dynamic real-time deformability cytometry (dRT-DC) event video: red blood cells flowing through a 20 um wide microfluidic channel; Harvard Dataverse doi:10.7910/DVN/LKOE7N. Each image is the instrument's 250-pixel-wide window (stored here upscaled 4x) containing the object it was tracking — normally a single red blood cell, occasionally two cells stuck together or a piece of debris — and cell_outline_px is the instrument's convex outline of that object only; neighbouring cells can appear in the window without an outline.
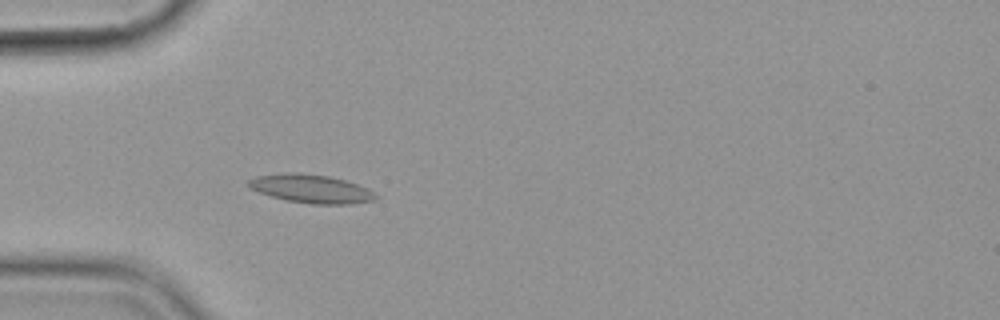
{"species": "common noctule bat (a hibernating species)", "species_latin": "Nyctalus noctula", "temperature_condition": "cold", "stored_images_in_passage": 5, "camera_frame_rate_fps": 3000, "um_per_image_px": 0.085, "animal": {"sex": "female", "body_mass_g": 19.9}, "frame": {"image": 1, "passage_image": 5, "time_ms": 4.667, "image_size_px": [1000, 320], "cell_outline_px": [[376, 200], [352, 204], [312, 204], [284, 200], [248, 188], [248, 180], [256, 176], [284, 172], [296, 172], [328, 176], [344, 180], [368, 188], [376, 196]], "centroid_in_image_um": [26.41, 16.04], "position_along_channel_um": 58.6, "area_um2": 21.1}}